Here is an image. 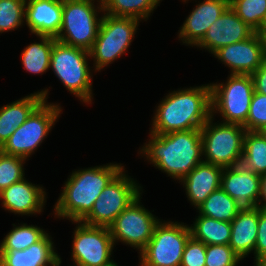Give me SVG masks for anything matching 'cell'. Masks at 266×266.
<instances>
[{"mask_svg": "<svg viewBox=\"0 0 266 266\" xmlns=\"http://www.w3.org/2000/svg\"><path fill=\"white\" fill-rule=\"evenodd\" d=\"M149 141L140 153L157 169L180 181L203 162L200 129L175 131L167 134L149 132Z\"/></svg>", "mask_w": 266, "mask_h": 266, "instance_id": "6da1fadb", "label": "cell"}, {"mask_svg": "<svg viewBox=\"0 0 266 266\" xmlns=\"http://www.w3.org/2000/svg\"><path fill=\"white\" fill-rule=\"evenodd\" d=\"M156 107L153 134L201 129L211 117V83L169 92Z\"/></svg>", "mask_w": 266, "mask_h": 266, "instance_id": "7a4b0ae2", "label": "cell"}, {"mask_svg": "<svg viewBox=\"0 0 266 266\" xmlns=\"http://www.w3.org/2000/svg\"><path fill=\"white\" fill-rule=\"evenodd\" d=\"M124 169L119 163L75 170L64 183L54 205L57 218L81 221L92 209L103 189Z\"/></svg>", "mask_w": 266, "mask_h": 266, "instance_id": "3957f363", "label": "cell"}, {"mask_svg": "<svg viewBox=\"0 0 266 266\" xmlns=\"http://www.w3.org/2000/svg\"><path fill=\"white\" fill-rule=\"evenodd\" d=\"M89 51L57 40L51 51L50 69L64 87L82 103L92 104V72Z\"/></svg>", "mask_w": 266, "mask_h": 266, "instance_id": "277c9868", "label": "cell"}, {"mask_svg": "<svg viewBox=\"0 0 266 266\" xmlns=\"http://www.w3.org/2000/svg\"><path fill=\"white\" fill-rule=\"evenodd\" d=\"M101 12L102 0H63L62 24L55 39L89 51L97 38Z\"/></svg>", "mask_w": 266, "mask_h": 266, "instance_id": "5b68a950", "label": "cell"}, {"mask_svg": "<svg viewBox=\"0 0 266 266\" xmlns=\"http://www.w3.org/2000/svg\"><path fill=\"white\" fill-rule=\"evenodd\" d=\"M139 23L135 18L102 13L97 38L89 50L93 70L101 71L128 51Z\"/></svg>", "mask_w": 266, "mask_h": 266, "instance_id": "8992f818", "label": "cell"}, {"mask_svg": "<svg viewBox=\"0 0 266 266\" xmlns=\"http://www.w3.org/2000/svg\"><path fill=\"white\" fill-rule=\"evenodd\" d=\"M214 117L202 126L203 162L229 168L241 164L244 136L247 130L238 124L213 123Z\"/></svg>", "mask_w": 266, "mask_h": 266, "instance_id": "52a82bcc", "label": "cell"}, {"mask_svg": "<svg viewBox=\"0 0 266 266\" xmlns=\"http://www.w3.org/2000/svg\"><path fill=\"white\" fill-rule=\"evenodd\" d=\"M227 81L211 84V116L219 113L224 123L244 126L254 90L251 75L229 74Z\"/></svg>", "mask_w": 266, "mask_h": 266, "instance_id": "ba28073f", "label": "cell"}, {"mask_svg": "<svg viewBox=\"0 0 266 266\" xmlns=\"http://www.w3.org/2000/svg\"><path fill=\"white\" fill-rule=\"evenodd\" d=\"M59 104L43 101L8 138L0 150L28 159L47 138L61 114Z\"/></svg>", "mask_w": 266, "mask_h": 266, "instance_id": "9c48e42d", "label": "cell"}, {"mask_svg": "<svg viewBox=\"0 0 266 266\" xmlns=\"http://www.w3.org/2000/svg\"><path fill=\"white\" fill-rule=\"evenodd\" d=\"M190 237L189 225L184 222L160 220L152 238L139 252L140 266H180Z\"/></svg>", "mask_w": 266, "mask_h": 266, "instance_id": "30bf717a", "label": "cell"}, {"mask_svg": "<svg viewBox=\"0 0 266 266\" xmlns=\"http://www.w3.org/2000/svg\"><path fill=\"white\" fill-rule=\"evenodd\" d=\"M125 168L103 189L91 211L81 222L109 227L116 217L140 194L142 186L125 173Z\"/></svg>", "mask_w": 266, "mask_h": 266, "instance_id": "8fae6325", "label": "cell"}, {"mask_svg": "<svg viewBox=\"0 0 266 266\" xmlns=\"http://www.w3.org/2000/svg\"><path fill=\"white\" fill-rule=\"evenodd\" d=\"M140 197L141 194L116 217L109 229L114 245L120 241L141 252L160 219L141 205Z\"/></svg>", "mask_w": 266, "mask_h": 266, "instance_id": "7c38bea8", "label": "cell"}, {"mask_svg": "<svg viewBox=\"0 0 266 266\" xmlns=\"http://www.w3.org/2000/svg\"><path fill=\"white\" fill-rule=\"evenodd\" d=\"M72 223L76 224L71 250L73 266H101L112 260L114 242L109 227Z\"/></svg>", "mask_w": 266, "mask_h": 266, "instance_id": "4fadbf2b", "label": "cell"}, {"mask_svg": "<svg viewBox=\"0 0 266 266\" xmlns=\"http://www.w3.org/2000/svg\"><path fill=\"white\" fill-rule=\"evenodd\" d=\"M213 55L230 68V74L251 75L266 61V45L255 33L248 39L221 47Z\"/></svg>", "mask_w": 266, "mask_h": 266, "instance_id": "5bb4252c", "label": "cell"}, {"mask_svg": "<svg viewBox=\"0 0 266 266\" xmlns=\"http://www.w3.org/2000/svg\"><path fill=\"white\" fill-rule=\"evenodd\" d=\"M221 188L236 202L239 212L257 207L260 195V175L241 164L223 168Z\"/></svg>", "mask_w": 266, "mask_h": 266, "instance_id": "9a60e30c", "label": "cell"}, {"mask_svg": "<svg viewBox=\"0 0 266 266\" xmlns=\"http://www.w3.org/2000/svg\"><path fill=\"white\" fill-rule=\"evenodd\" d=\"M256 33L229 6L208 28L198 48L214 54L221 47L234 44L252 37Z\"/></svg>", "mask_w": 266, "mask_h": 266, "instance_id": "2e32d148", "label": "cell"}, {"mask_svg": "<svg viewBox=\"0 0 266 266\" xmlns=\"http://www.w3.org/2000/svg\"><path fill=\"white\" fill-rule=\"evenodd\" d=\"M46 194L42 185L32 184L23 178L2 190L0 200L5 211L30 216L41 214L47 200Z\"/></svg>", "mask_w": 266, "mask_h": 266, "instance_id": "e0dca14e", "label": "cell"}, {"mask_svg": "<svg viewBox=\"0 0 266 266\" xmlns=\"http://www.w3.org/2000/svg\"><path fill=\"white\" fill-rule=\"evenodd\" d=\"M178 30V38L186 46H196L208 28L229 7V0H204L195 5Z\"/></svg>", "mask_w": 266, "mask_h": 266, "instance_id": "ac0fdd59", "label": "cell"}, {"mask_svg": "<svg viewBox=\"0 0 266 266\" xmlns=\"http://www.w3.org/2000/svg\"><path fill=\"white\" fill-rule=\"evenodd\" d=\"M63 0H26L25 23L36 36L56 38L62 24Z\"/></svg>", "mask_w": 266, "mask_h": 266, "instance_id": "d6986e66", "label": "cell"}, {"mask_svg": "<svg viewBox=\"0 0 266 266\" xmlns=\"http://www.w3.org/2000/svg\"><path fill=\"white\" fill-rule=\"evenodd\" d=\"M222 172V167L202 162L180 181L192 206L197 208L221 187Z\"/></svg>", "mask_w": 266, "mask_h": 266, "instance_id": "ffe728a7", "label": "cell"}, {"mask_svg": "<svg viewBox=\"0 0 266 266\" xmlns=\"http://www.w3.org/2000/svg\"><path fill=\"white\" fill-rule=\"evenodd\" d=\"M50 236L47 233L25 250L0 251V263L3 266H56L60 255L56 253Z\"/></svg>", "mask_w": 266, "mask_h": 266, "instance_id": "44dd1931", "label": "cell"}, {"mask_svg": "<svg viewBox=\"0 0 266 266\" xmlns=\"http://www.w3.org/2000/svg\"><path fill=\"white\" fill-rule=\"evenodd\" d=\"M258 220L259 207H256L252 211L239 212L231 222L229 246L242 260L251 252L254 253Z\"/></svg>", "mask_w": 266, "mask_h": 266, "instance_id": "7402d4cb", "label": "cell"}, {"mask_svg": "<svg viewBox=\"0 0 266 266\" xmlns=\"http://www.w3.org/2000/svg\"><path fill=\"white\" fill-rule=\"evenodd\" d=\"M198 217V218H197ZM189 226L191 237L205 245H229L231 238V223L219 221L207 216L198 215Z\"/></svg>", "mask_w": 266, "mask_h": 266, "instance_id": "603a6c76", "label": "cell"}, {"mask_svg": "<svg viewBox=\"0 0 266 266\" xmlns=\"http://www.w3.org/2000/svg\"><path fill=\"white\" fill-rule=\"evenodd\" d=\"M39 42L26 46L21 53L22 66L32 74L46 73L50 68L51 51L56 40L50 36H37Z\"/></svg>", "mask_w": 266, "mask_h": 266, "instance_id": "cb8c5ba5", "label": "cell"}, {"mask_svg": "<svg viewBox=\"0 0 266 266\" xmlns=\"http://www.w3.org/2000/svg\"><path fill=\"white\" fill-rule=\"evenodd\" d=\"M162 0H102L103 13L147 21Z\"/></svg>", "mask_w": 266, "mask_h": 266, "instance_id": "d4e9b609", "label": "cell"}, {"mask_svg": "<svg viewBox=\"0 0 266 266\" xmlns=\"http://www.w3.org/2000/svg\"><path fill=\"white\" fill-rule=\"evenodd\" d=\"M196 209L199 215L230 223L239 213L235 200L221 187L212 192Z\"/></svg>", "mask_w": 266, "mask_h": 266, "instance_id": "484cf974", "label": "cell"}, {"mask_svg": "<svg viewBox=\"0 0 266 266\" xmlns=\"http://www.w3.org/2000/svg\"><path fill=\"white\" fill-rule=\"evenodd\" d=\"M241 165L258 175L266 173V139L260 132H246Z\"/></svg>", "mask_w": 266, "mask_h": 266, "instance_id": "4316f807", "label": "cell"}, {"mask_svg": "<svg viewBox=\"0 0 266 266\" xmlns=\"http://www.w3.org/2000/svg\"><path fill=\"white\" fill-rule=\"evenodd\" d=\"M20 224L18 226L12 224L14 228L3 238L0 243V251L25 250L47 234L44 229L38 226Z\"/></svg>", "mask_w": 266, "mask_h": 266, "instance_id": "83f0119b", "label": "cell"}, {"mask_svg": "<svg viewBox=\"0 0 266 266\" xmlns=\"http://www.w3.org/2000/svg\"><path fill=\"white\" fill-rule=\"evenodd\" d=\"M48 91L49 89H42L8 104V121L14 128L23 124L43 101L47 102Z\"/></svg>", "mask_w": 266, "mask_h": 266, "instance_id": "f1b7e54d", "label": "cell"}, {"mask_svg": "<svg viewBox=\"0 0 266 266\" xmlns=\"http://www.w3.org/2000/svg\"><path fill=\"white\" fill-rule=\"evenodd\" d=\"M229 6L256 32L265 20L266 0H229Z\"/></svg>", "mask_w": 266, "mask_h": 266, "instance_id": "f546056e", "label": "cell"}, {"mask_svg": "<svg viewBox=\"0 0 266 266\" xmlns=\"http://www.w3.org/2000/svg\"><path fill=\"white\" fill-rule=\"evenodd\" d=\"M26 0H0V33L17 30L25 23Z\"/></svg>", "mask_w": 266, "mask_h": 266, "instance_id": "4dcf8cb0", "label": "cell"}, {"mask_svg": "<svg viewBox=\"0 0 266 266\" xmlns=\"http://www.w3.org/2000/svg\"><path fill=\"white\" fill-rule=\"evenodd\" d=\"M27 159L5 154L0 150V192L25 178L24 165Z\"/></svg>", "mask_w": 266, "mask_h": 266, "instance_id": "1f68e13d", "label": "cell"}, {"mask_svg": "<svg viewBox=\"0 0 266 266\" xmlns=\"http://www.w3.org/2000/svg\"><path fill=\"white\" fill-rule=\"evenodd\" d=\"M240 261L229 245H206L205 266H238Z\"/></svg>", "mask_w": 266, "mask_h": 266, "instance_id": "d6a6232c", "label": "cell"}, {"mask_svg": "<svg viewBox=\"0 0 266 266\" xmlns=\"http://www.w3.org/2000/svg\"><path fill=\"white\" fill-rule=\"evenodd\" d=\"M243 127L251 132H259L266 127V95L254 92L248 118Z\"/></svg>", "mask_w": 266, "mask_h": 266, "instance_id": "836d02e7", "label": "cell"}, {"mask_svg": "<svg viewBox=\"0 0 266 266\" xmlns=\"http://www.w3.org/2000/svg\"><path fill=\"white\" fill-rule=\"evenodd\" d=\"M206 245L192 237L187 241L180 266H205Z\"/></svg>", "mask_w": 266, "mask_h": 266, "instance_id": "e575fe53", "label": "cell"}, {"mask_svg": "<svg viewBox=\"0 0 266 266\" xmlns=\"http://www.w3.org/2000/svg\"><path fill=\"white\" fill-rule=\"evenodd\" d=\"M254 256V261L266 256V210L261 208H259L258 231Z\"/></svg>", "mask_w": 266, "mask_h": 266, "instance_id": "d590c367", "label": "cell"}, {"mask_svg": "<svg viewBox=\"0 0 266 266\" xmlns=\"http://www.w3.org/2000/svg\"><path fill=\"white\" fill-rule=\"evenodd\" d=\"M16 130L8 121V104L0 107V148Z\"/></svg>", "mask_w": 266, "mask_h": 266, "instance_id": "8d00e7d4", "label": "cell"}, {"mask_svg": "<svg viewBox=\"0 0 266 266\" xmlns=\"http://www.w3.org/2000/svg\"><path fill=\"white\" fill-rule=\"evenodd\" d=\"M254 90L266 95V61L251 74Z\"/></svg>", "mask_w": 266, "mask_h": 266, "instance_id": "74e56055", "label": "cell"}, {"mask_svg": "<svg viewBox=\"0 0 266 266\" xmlns=\"http://www.w3.org/2000/svg\"><path fill=\"white\" fill-rule=\"evenodd\" d=\"M257 207L266 210V173L260 175V195Z\"/></svg>", "mask_w": 266, "mask_h": 266, "instance_id": "f35d334b", "label": "cell"}, {"mask_svg": "<svg viewBox=\"0 0 266 266\" xmlns=\"http://www.w3.org/2000/svg\"><path fill=\"white\" fill-rule=\"evenodd\" d=\"M260 39L264 42L266 45V17L265 20L263 21L261 27L257 30L256 32Z\"/></svg>", "mask_w": 266, "mask_h": 266, "instance_id": "ab89813d", "label": "cell"}, {"mask_svg": "<svg viewBox=\"0 0 266 266\" xmlns=\"http://www.w3.org/2000/svg\"><path fill=\"white\" fill-rule=\"evenodd\" d=\"M254 263V266H266V256L257 259Z\"/></svg>", "mask_w": 266, "mask_h": 266, "instance_id": "60d3db41", "label": "cell"}, {"mask_svg": "<svg viewBox=\"0 0 266 266\" xmlns=\"http://www.w3.org/2000/svg\"><path fill=\"white\" fill-rule=\"evenodd\" d=\"M101 266H118L117 263L114 260H111L107 264L101 265Z\"/></svg>", "mask_w": 266, "mask_h": 266, "instance_id": "b9f144b4", "label": "cell"}, {"mask_svg": "<svg viewBox=\"0 0 266 266\" xmlns=\"http://www.w3.org/2000/svg\"><path fill=\"white\" fill-rule=\"evenodd\" d=\"M263 137L266 139V127H264L262 130L259 131Z\"/></svg>", "mask_w": 266, "mask_h": 266, "instance_id": "7bdbcfd3", "label": "cell"}, {"mask_svg": "<svg viewBox=\"0 0 266 266\" xmlns=\"http://www.w3.org/2000/svg\"><path fill=\"white\" fill-rule=\"evenodd\" d=\"M62 260H61V257H60V262L56 265V266H60L61 265V262Z\"/></svg>", "mask_w": 266, "mask_h": 266, "instance_id": "ee69618b", "label": "cell"}]
</instances>
